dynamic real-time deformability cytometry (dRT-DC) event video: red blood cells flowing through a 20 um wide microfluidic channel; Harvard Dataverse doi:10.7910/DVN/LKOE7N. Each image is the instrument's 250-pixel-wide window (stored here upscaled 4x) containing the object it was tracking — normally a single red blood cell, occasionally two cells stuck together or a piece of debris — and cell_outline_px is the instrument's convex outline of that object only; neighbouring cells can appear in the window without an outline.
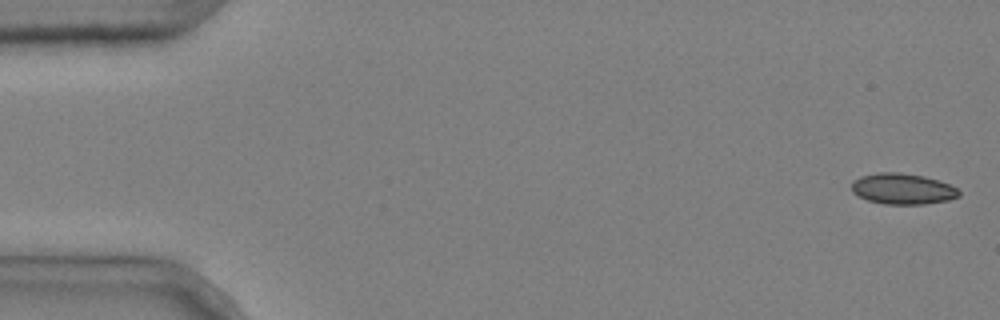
{"species": "common noctule bat (a hibernating species)", "species_latin": "Nyctalus noctula", "temperature_condition": "cold", "stored_images_in_passage": 4, "camera_frame_rate_fps": 3000, "um_per_image_px": 0.085, "animal": {"sex": "male", "body_mass_g": 20.4}, "frame": {"image": 1, "passage_image": 1, "time_ms": 0.0, "image_size_px": [1000, 320], "cell_outline_px": [[960, 196], [948, 200], [924, 204], [884, 204], [868, 200], [852, 192], [852, 180], [860, 176], [880, 172], [900, 172], [924, 176], [948, 184], [956, 188], [960, 192]], "centroid_in_image_um": [76.7, 16.05], "position_along_channel_um": 8.3, "area_um2": 19.25}}
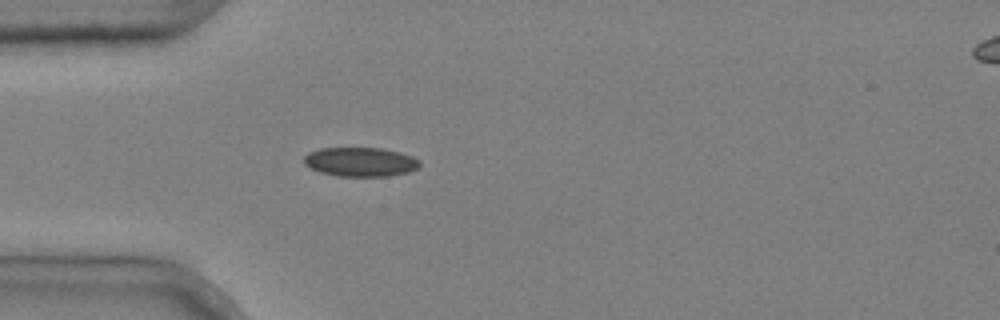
{"frame": {"image": 2, "passage_image": 4, "time_ms": 1.0, "image_size_px": [1000, 320], "cell_outline_px": [[420, 164], [416, 168], [408, 172], [388, 176], [336, 176], [320, 172], [304, 164], [304, 156], [308, 152], [320, 148], [380, 148], [400, 152], [412, 156], [420, 160]], "centroid_in_image_um": [30.62, 13.76], "position_along_channel_um": 54.4, "area_um2": 19.65}}